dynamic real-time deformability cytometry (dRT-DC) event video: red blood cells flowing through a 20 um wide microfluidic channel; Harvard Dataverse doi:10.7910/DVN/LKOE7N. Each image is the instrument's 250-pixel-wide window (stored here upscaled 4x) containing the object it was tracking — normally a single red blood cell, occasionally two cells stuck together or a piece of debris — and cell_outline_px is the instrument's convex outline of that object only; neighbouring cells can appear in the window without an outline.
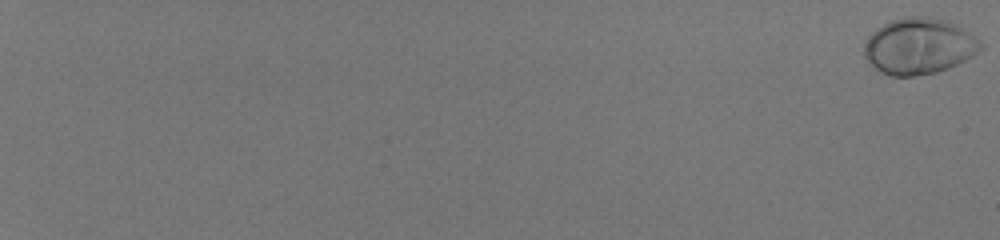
{"species": "human", "species_latin": "Homo sapiens", "temperature_condition": "room temperature", "stored_images_in_passage": 57, "camera_frame_rate_fps": 3000, "um_per_image_px": 0.085, "donor": {"sex": "male"}, "frame": {"image": 1, "passage_image": 1, "time_ms": 0.0, "image_size_px": [1000, 240], "cell_outline_px": [[984, 48], [972, 56], [948, 68], [936, 72], [912, 76], [888, 76], [872, 68], [868, 64], [864, 56], [864, 44], [868, 36], [876, 28], [892, 20], [912, 16], [928, 16], [948, 20], [960, 24], [980, 40], [984, 44]], "centroid_in_image_um": [78.12, 3.92], "position_along_channel_um": 6.9, "area_um2": 38.73}}
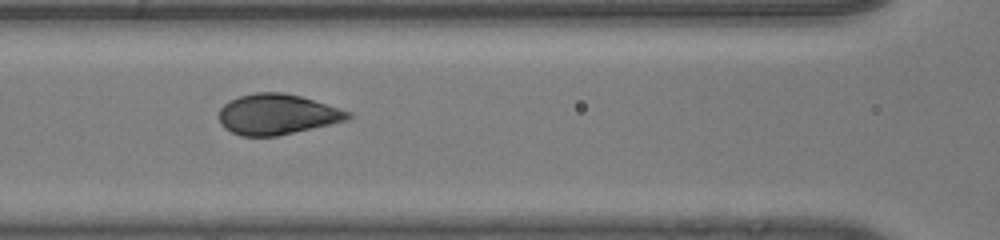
{"frame": {"image": 2, "passage_image": 33, "time_ms": 10.667, "image_size_px": [1000, 240], "cell_outline_px": [[352, 116], [348, 120], [332, 124], [276, 136], [240, 136], [224, 128], [220, 124], [220, 108], [228, 100], [240, 96], [256, 92], [284, 92], [300, 96], [352, 112]], "centroid_in_image_um": [23.55, 9.72], "position_along_channel_um": 143.0, "area_um2": 30.46}}
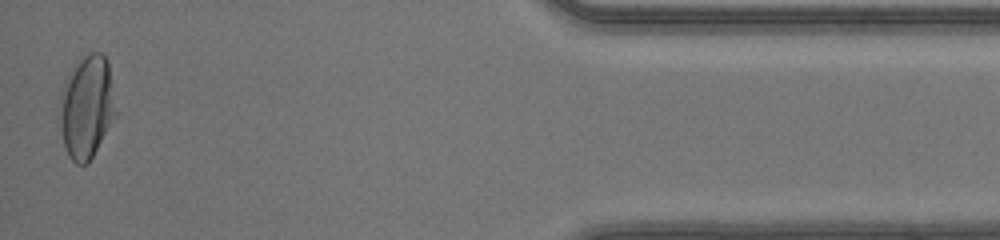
{"frame": {"image": 3, "passage_image": 57, "time_ms": 18.667, "image_size_px": [1000, 240], "cell_outline_px": [[120, 112], [88, 164], [76, 164], [68, 156], [56, 124], [60, 92], [64, 80], [72, 68], [88, 52], [100, 52], [108, 60]], "centroid_in_image_um": [7.38, 9.11], "position_along_channel_um": 427.8, "area_um2": 35.49}, "authors_computed_cell_mechanics": {"area_um2": 32.2524, "velocity_mm_per_s": 4.163, "shape_relaxation_time_tau1_ms": 2.4045, "shape_relaxation_time_tau2_ms": null, "deformation_change_tau1": 0.1637, "deformation_change_tau2": null}}